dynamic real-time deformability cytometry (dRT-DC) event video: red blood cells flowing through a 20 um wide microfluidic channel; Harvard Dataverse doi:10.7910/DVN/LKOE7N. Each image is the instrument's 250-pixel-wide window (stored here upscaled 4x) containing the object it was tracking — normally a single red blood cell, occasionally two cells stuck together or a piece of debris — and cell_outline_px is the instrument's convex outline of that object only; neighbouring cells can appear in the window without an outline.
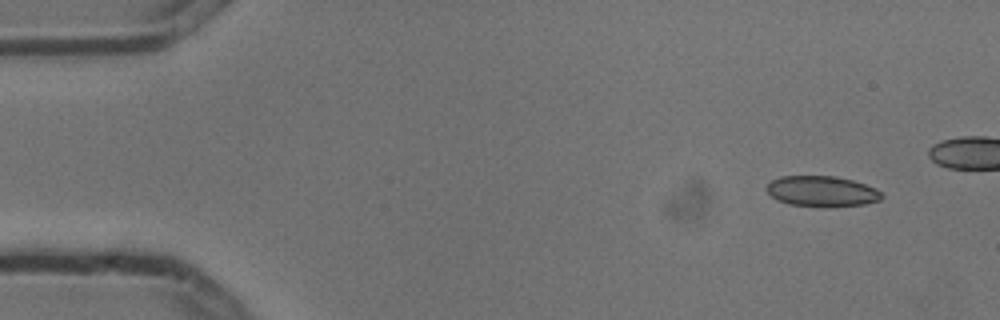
{"species": "common noctule bat (a hibernating species)", "species_latin": "Nyctalus noctula", "temperature_condition": "cold", "stored_images_in_passage": 5, "camera_frame_rate_fps": 3000, "um_per_image_px": 0.085, "animal": {"sex": "male", "body_mass_g": 13.3}, "frame": {"image": 1, "passage_image": 1, "time_ms": 0.0, "image_size_px": [1000, 320], "cell_outline_px": [[884, 196], [880, 200], [864, 204], [828, 208], [824, 208], [788, 204], [776, 200], [764, 188], [772, 180], [780, 176], [836, 176], [852, 180], [876, 188]], "centroid_in_image_um": [69.85, 16.28], "position_along_channel_um": 15.2, "area_um2": 20.87}}